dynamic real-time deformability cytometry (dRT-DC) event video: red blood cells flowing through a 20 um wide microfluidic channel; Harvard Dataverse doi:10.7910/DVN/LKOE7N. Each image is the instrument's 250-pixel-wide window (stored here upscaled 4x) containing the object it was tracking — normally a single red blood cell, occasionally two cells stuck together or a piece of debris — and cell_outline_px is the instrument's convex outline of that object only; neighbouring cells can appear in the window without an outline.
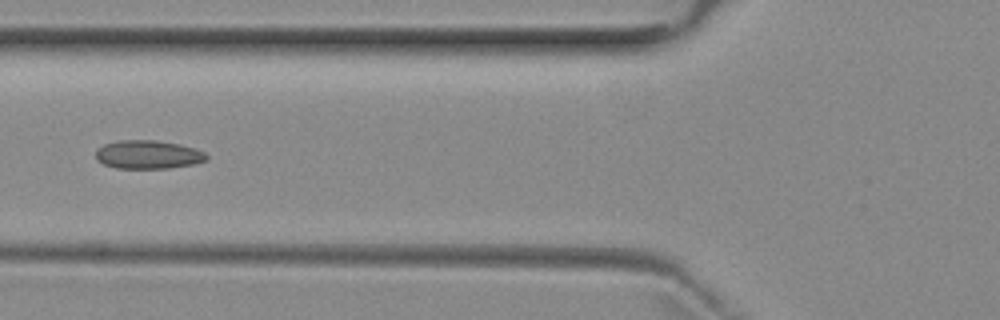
{"species": "common noctule bat (a hibernating species)", "species_latin": "Nyctalus noctula", "temperature_condition": "room temperature", "stored_images_in_passage": 6, "camera_frame_rate_fps": 3000, "um_per_image_px": 0.085, "animal": {"sex": "female", "body_mass_g": 29.2, "forearm_length_mm": 56.3}, "frame": {"image": 1, "passage_image": 5, "time_ms": 4.667, "image_size_px": [1000, 320], "cell_outline_px": [[208, 160], [196, 164], [168, 168], [116, 168], [104, 164], [96, 160], [96, 148], [104, 144], [116, 140], [156, 140], [180, 144], [196, 148], [204, 152], [208, 156]], "centroid_in_image_um": [12.6, 13.13], "position_along_channel_um": 113.2, "area_um2": 18.67}}
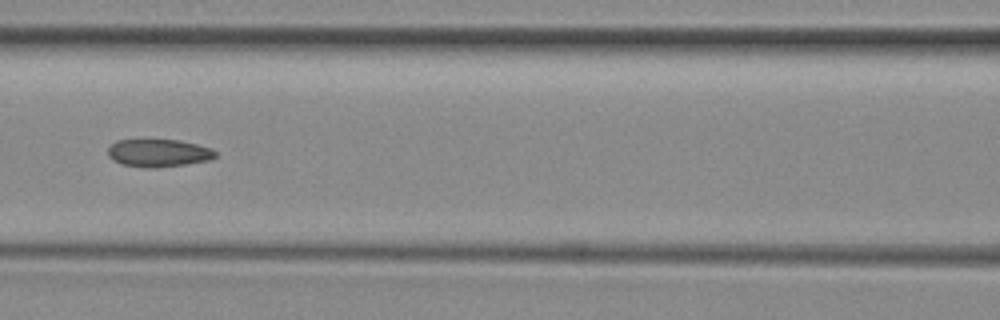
{"frame": {"image": 2, "passage_image": 6, "time_ms": 5.667, "image_size_px": [1000, 320], "cell_outline_px": [[216, 156], [208, 160], [184, 164], [156, 168], [144, 168], [120, 164], [112, 160], [108, 156], [108, 148], [116, 140], [180, 140], [212, 148], [216, 152]], "centroid_in_image_um": [13.44, 13.01], "position_along_channel_um": 153.2, "area_um2": 17.4}}